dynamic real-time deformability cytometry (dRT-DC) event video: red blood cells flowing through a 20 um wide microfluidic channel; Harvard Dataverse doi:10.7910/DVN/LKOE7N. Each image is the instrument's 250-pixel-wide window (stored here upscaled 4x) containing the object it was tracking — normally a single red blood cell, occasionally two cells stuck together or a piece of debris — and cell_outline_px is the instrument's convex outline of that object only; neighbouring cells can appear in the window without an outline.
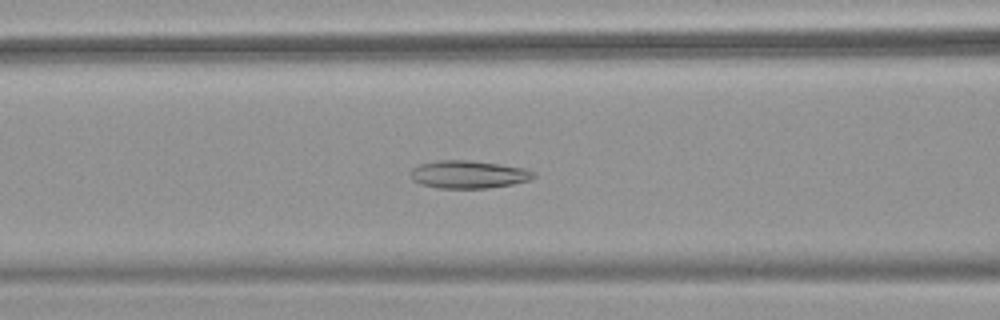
{"species": "common noctule bat (a hibernating species)", "species_latin": "Nyctalus noctula", "temperature_condition": "warm", "stored_images_in_passage": 52, "camera_frame_rate_fps": 3000, "um_per_image_px": 0.085, "animal": {"sex": "female", "body_mass_g": 18.4}, "frame": {"image": 1, "passage_image": 22, "time_ms": 7.0, "image_size_px": [1000, 320], "cell_outline_px": [[536, 176], [532, 180], [512, 184], [488, 188], [436, 188], [420, 184], [412, 180], [412, 168], [420, 164], [436, 160], [468, 160], [500, 164], [524, 168], [536, 172]], "centroid_in_image_um": [39.85, 14.83], "position_along_channel_um": 126.8, "area_um2": 20.06}}
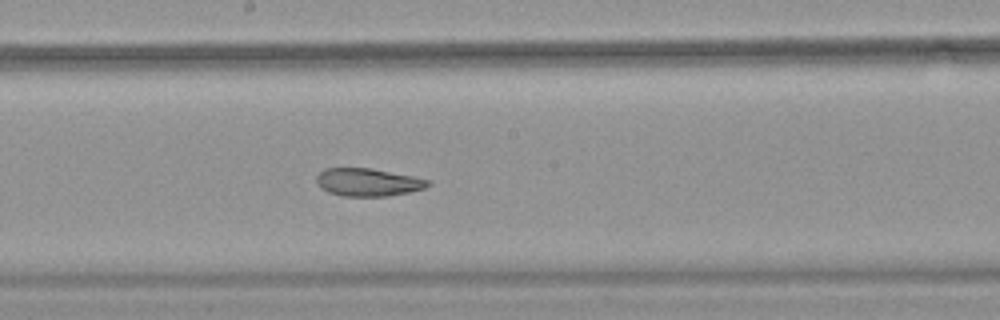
{"frame": {"image": 2, "passage_image": 29, "time_ms": 9.333, "image_size_px": [1000, 320], "cell_outline_px": [[432, 184], [424, 188], [408, 192], [388, 196], [340, 196], [328, 192], [320, 188], [316, 180], [316, 176], [324, 168], [372, 168], [412, 176], [428, 180]], "centroid_in_image_um": [31.24, 15.49], "position_along_channel_um": 217.0, "area_um2": 18.09}}
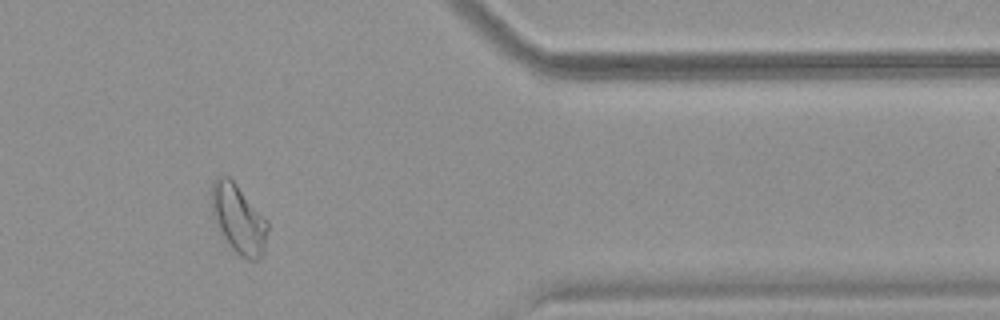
{"frame": {"image": 3, "passage_image": 44, "time_ms": 14.333, "image_size_px": [1000, 320], "cell_outline_px": [[268, 228], [264, 252], [256, 260], [248, 260], [240, 256], [228, 244], [220, 232], [212, 216], [212, 184], [220, 176], [228, 176], [236, 184], [268, 220]], "centroid_in_image_um": [20.29, 18.64], "position_along_channel_um": 391.1, "area_um2": 22.37}, "authors_computed_cell_mechanics": {"area_um2": 22.7443, "velocity_mm_per_s": 3.8773, "shape_relaxation_time_tau1_ms": null, "shape_relaxation_time_tau2_ms": 2.581, "deformation_change_tau1": null, "deformation_change_tau2": 0.0949}}